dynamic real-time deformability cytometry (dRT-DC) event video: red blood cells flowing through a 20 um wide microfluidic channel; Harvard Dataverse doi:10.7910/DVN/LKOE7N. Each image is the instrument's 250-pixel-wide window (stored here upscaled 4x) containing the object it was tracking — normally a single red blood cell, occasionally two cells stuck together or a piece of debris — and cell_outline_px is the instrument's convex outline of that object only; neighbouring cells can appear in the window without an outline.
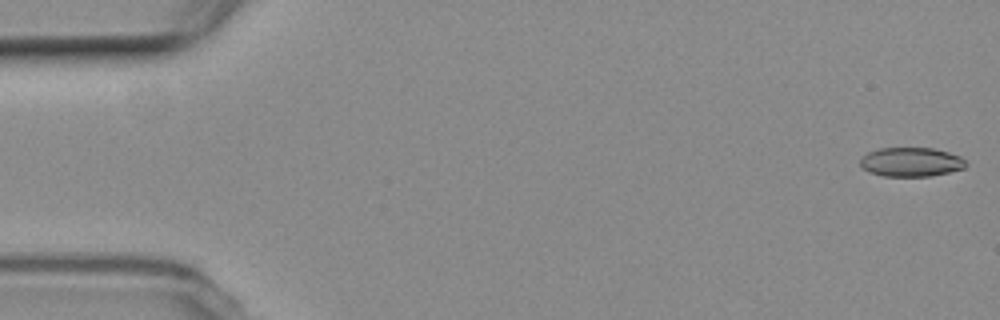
{"species": "common noctule bat (a hibernating species)", "species_latin": "Nyctalus noctula", "temperature_condition": "room temperature", "stored_images_in_passage": 8, "camera_frame_rate_fps": 3000, "um_per_image_px": 0.085, "animal": {"sex": "female", "body_mass_g": 19.3, "forearm_length_mm": 54.1}, "frame": {"image": 1, "passage_image": 1, "time_ms": 0.0, "image_size_px": [1000, 320], "cell_outline_px": [[968, 164], [964, 168], [932, 176], [884, 176], [868, 172], [860, 164], [860, 160], [868, 152], [880, 148], [936, 148], [960, 156]], "centroid_in_image_um": [77.46, 13.77], "position_along_channel_um": 7.5, "area_um2": 17.92}}
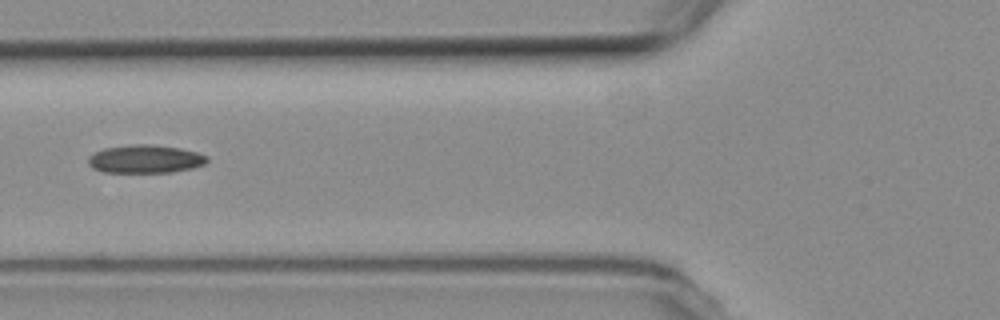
{"frame": {"image": 2, "passage_image": 7, "time_ms": 7.0, "image_size_px": [1000, 320], "cell_outline_px": [[208, 160], [204, 164], [192, 168], [172, 172], [104, 172], [92, 168], [88, 164], [88, 156], [104, 148], [136, 144], [152, 144], [180, 148], [196, 152], [208, 156]], "centroid_in_image_um": [12.34, 13.51], "position_along_channel_um": 113.5, "area_um2": 19.48}}
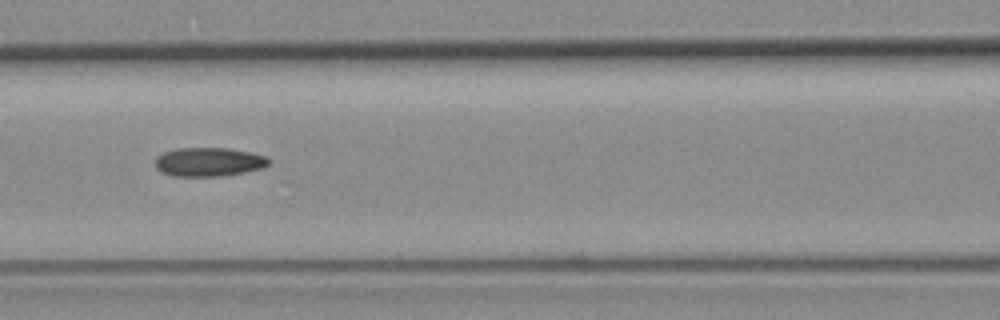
{"frame": {"image": 3, "passage_image": 8, "time_ms": 8.0, "image_size_px": [1000, 320], "cell_outline_px": [[272, 160], [264, 168], [224, 176], [172, 176], [160, 172], [156, 168], [156, 156], [164, 152], [176, 148], [228, 148], [252, 152], [268, 156]], "centroid_in_image_um": [17.78, 13.76], "position_along_channel_um": 148.8, "area_um2": 19.42}}